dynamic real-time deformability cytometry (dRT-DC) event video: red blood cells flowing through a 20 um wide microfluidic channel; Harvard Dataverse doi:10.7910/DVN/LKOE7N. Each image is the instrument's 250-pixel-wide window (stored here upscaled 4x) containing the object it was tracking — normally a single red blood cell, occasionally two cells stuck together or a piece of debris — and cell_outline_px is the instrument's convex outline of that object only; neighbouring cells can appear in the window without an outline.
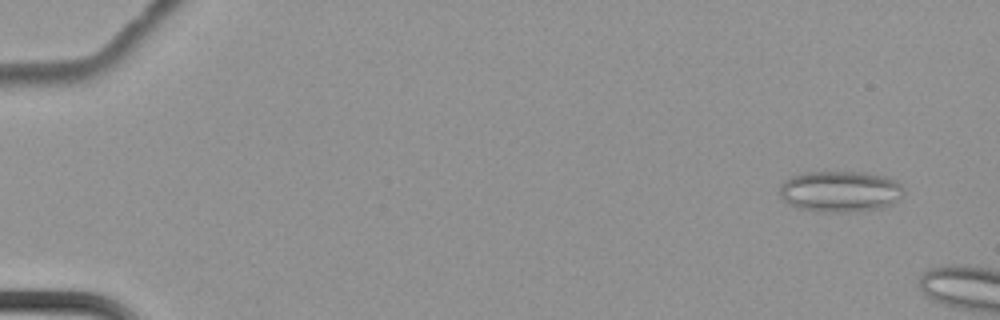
{"species": "common noctule bat (a hibernating species)", "species_latin": "Nyctalus noctula", "temperature_condition": "cold", "stored_images_in_passage": 4, "camera_frame_rate_fps": 3000, "um_per_image_px": 0.085, "animal": {"sex": "female", "body_mass_g": 22.7, "forearm_length_mm": 54.2}, "frame": {"image": 1, "passage_image": 2, "time_ms": 0.333, "image_size_px": [1000, 320], "cell_outline_px": [[904, 192], [900, 200], [884, 208], [848, 212], [820, 212], [800, 208], [788, 204], [780, 200], [780, 184], [784, 180], [792, 176], [804, 172], [864, 172], [888, 176], [896, 180], [900, 184]], "centroid_in_image_um": [71.42, 16.27], "position_along_channel_um": 13.6, "area_um2": 30.29}}